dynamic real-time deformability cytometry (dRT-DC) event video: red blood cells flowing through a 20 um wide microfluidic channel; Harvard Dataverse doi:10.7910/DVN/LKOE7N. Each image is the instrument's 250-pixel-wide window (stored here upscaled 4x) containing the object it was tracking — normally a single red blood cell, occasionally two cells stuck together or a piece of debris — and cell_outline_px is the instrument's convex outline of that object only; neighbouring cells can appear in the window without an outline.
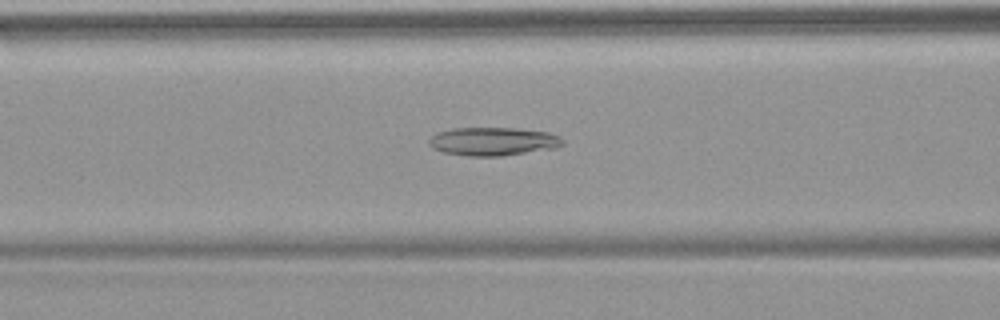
{"species": "common noctule bat (a hibernating species)", "species_latin": "Nyctalus noctula", "temperature_condition": "warm", "stored_images_in_passage": 52, "camera_frame_rate_fps": 3000, "um_per_image_px": 0.085, "animal": {"sex": "female", "body_mass_g": 18.4}, "frame": {"image": 1, "passage_image": 21, "time_ms": 6.667, "image_size_px": [1000, 320], "cell_outline_px": [[564, 144], [556, 148], [500, 156], [468, 156], [444, 152], [432, 148], [428, 144], [428, 140], [436, 132], [452, 128], [516, 128], [548, 132], [560, 136], [564, 140]], "centroid_in_image_um": [41.91, 12.01], "position_along_channel_um": 124.7, "area_um2": 22.2}}
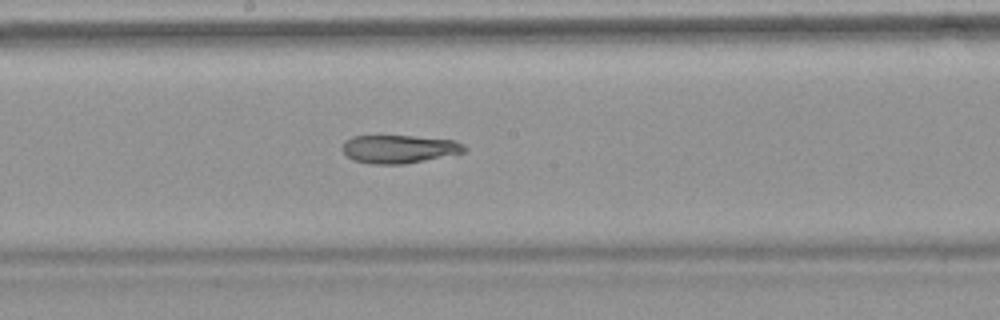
{"frame": {"image": 2, "passage_image": 28, "time_ms": 9.0, "image_size_px": [1000, 320], "cell_outline_px": [[468, 148], [464, 152], [404, 164], [368, 164], [352, 160], [340, 148], [344, 140], [352, 136], [412, 136], [456, 140], [464, 144]], "centroid_in_image_um": [33.89, 12.66], "position_along_channel_um": 214.3, "area_um2": 20.17}}
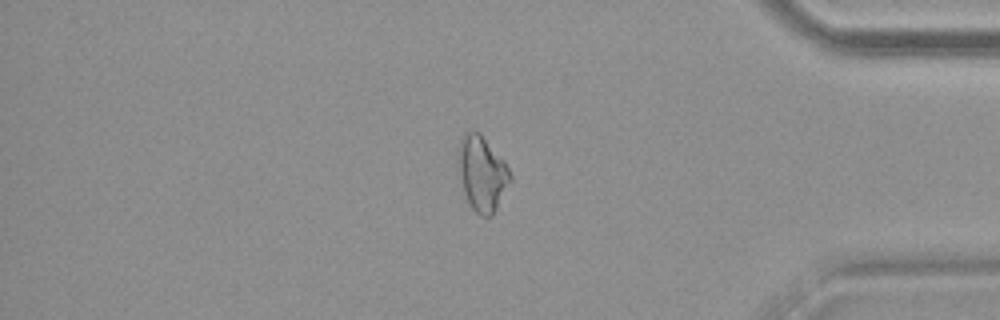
{"frame": {"image": 3, "passage_image": 44, "time_ms": 14.333, "image_size_px": [1000, 320], "cell_outline_px": [[512, 180], [492, 216], [480, 216], [472, 208], [464, 192], [460, 176], [460, 140], [464, 132], [480, 132], [504, 160], [512, 176]], "centroid_in_image_um": [41.02, 14.76], "position_along_channel_um": 394.2, "area_um2": 22.25}, "authors_computed_cell_mechanics": {"area_um2": 22.4842, "velocity_mm_per_s": 3.8553, "shape_relaxation_time_tau1_ms": null, "shape_relaxation_time_tau2_ms": 4.0109, "deformation_change_tau1": null, "deformation_change_tau2": 0.1221}}